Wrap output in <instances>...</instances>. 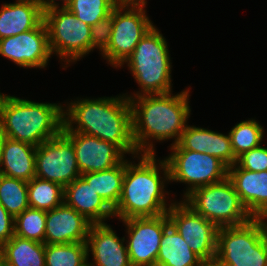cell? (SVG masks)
I'll use <instances>...</instances> for the list:
<instances>
[{"mask_svg": "<svg viewBox=\"0 0 267 266\" xmlns=\"http://www.w3.org/2000/svg\"><path fill=\"white\" fill-rule=\"evenodd\" d=\"M127 97L131 106L133 141L140 154H154L149 138L162 141L176 137L173 144L178 143L190 116L189 90L174 96L169 92Z\"/></svg>", "mask_w": 267, "mask_h": 266, "instance_id": "6da1fadb", "label": "cell"}, {"mask_svg": "<svg viewBox=\"0 0 267 266\" xmlns=\"http://www.w3.org/2000/svg\"><path fill=\"white\" fill-rule=\"evenodd\" d=\"M73 123L78 124L75 129ZM62 131L94 136L117 145L125 154H140L132 136L130 100L125 95L71 102L63 111Z\"/></svg>", "mask_w": 267, "mask_h": 266, "instance_id": "7a4b0ae2", "label": "cell"}, {"mask_svg": "<svg viewBox=\"0 0 267 266\" xmlns=\"http://www.w3.org/2000/svg\"><path fill=\"white\" fill-rule=\"evenodd\" d=\"M154 154H142L138 164L125 160V174L122 192L114 216L125 220L133 217H155L167 213L164 181H169L166 160L156 164ZM163 169L166 179L160 180L159 170Z\"/></svg>", "mask_w": 267, "mask_h": 266, "instance_id": "3957f363", "label": "cell"}, {"mask_svg": "<svg viewBox=\"0 0 267 266\" xmlns=\"http://www.w3.org/2000/svg\"><path fill=\"white\" fill-rule=\"evenodd\" d=\"M62 106L0 96V121L7 138L38 147L63 127Z\"/></svg>", "mask_w": 267, "mask_h": 266, "instance_id": "277c9868", "label": "cell"}, {"mask_svg": "<svg viewBox=\"0 0 267 266\" xmlns=\"http://www.w3.org/2000/svg\"><path fill=\"white\" fill-rule=\"evenodd\" d=\"M167 48L165 38L153 26L126 59L132 75L142 87V94L135 96L171 92V62Z\"/></svg>", "mask_w": 267, "mask_h": 266, "instance_id": "5b68a950", "label": "cell"}, {"mask_svg": "<svg viewBox=\"0 0 267 266\" xmlns=\"http://www.w3.org/2000/svg\"><path fill=\"white\" fill-rule=\"evenodd\" d=\"M253 218L240 226L220 227L216 258L223 266H267V221Z\"/></svg>", "mask_w": 267, "mask_h": 266, "instance_id": "8992f818", "label": "cell"}, {"mask_svg": "<svg viewBox=\"0 0 267 266\" xmlns=\"http://www.w3.org/2000/svg\"><path fill=\"white\" fill-rule=\"evenodd\" d=\"M37 1L44 12L51 53L55 52L68 63L89 54L91 26L77 19L68 8H60L54 0Z\"/></svg>", "mask_w": 267, "mask_h": 266, "instance_id": "52a82bcc", "label": "cell"}, {"mask_svg": "<svg viewBox=\"0 0 267 266\" xmlns=\"http://www.w3.org/2000/svg\"><path fill=\"white\" fill-rule=\"evenodd\" d=\"M184 198L187 205L218 228L240 226L253 219L228 177L197 188Z\"/></svg>", "mask_w": 267, "mask_h": 266, "instance_id": "ba28073f", "label": "cell"}, {"mask_svg": "<svg viewBox=\"0 0 267 266\" xmlns=\"http://www.w3.org/2000/svg\"><path fill=\"white\" fill-rule=\"evenodd\" d=\"M171 150L173 152L165 159L169 180L189 184L185 197L197 188L218 183L228 177V166L215 156L185 150L178 144H172Z\"/></svg>", "mask_w": 267, "mask_h": 266, "instance_id": "9c48e42d", "label": "cell"}, {"mask_svg": "<svg viewBox=\"0 0 267 266\" xmlns=\"http://www.w3.org/2000/svg\"><path fill=\"white\" fill-rule=\"evenodd\" d=\"M153 26L143 7L116 6L113 9V29L109 45L102 53L103 57L114 67H121Z\"/></svg>", "mask_w": 267, "mask_h": 266, "instance_id": "30bf717a", "label": "cell"}, {"mask_svg": "<svg viewBox=\"0 0 267 266\" xmlns=\"http://www.w3.org/2000/svg\"><path fill=\"white\" fill-rule=\"evenodd\" d=\"M79 176L72 141L62 131L36 147L35 177L65 188Z\"/></svg>", "mask_w": 267, "mask_h": 266, "instance_id": "8fae6325", "label": "cell"}, {"mask_svg": "<svg viewBox=\"0 0 267 266\" xmlns=\"http://www.w3.org/2000/svg\"><path fill=\"white\" fill-rule=\"evenodd\" d=\"M167 216L170 225L202 260L216 258L218 227L185 202L171 203Z\"/></svg>", "mask_w": 267, "mask_h": 266, "instance_id": "7c38bea8", "label": "cell"}, {"mask_svg": "<svg viewBox=\"0 0 267 266\" xmlns=\"http://www.w3.org/2000/svg\"><path fill=\"white\" fill-rule=\"evenodd\" d=\"M122 221L128 227L129 239L126 246L131 266H156L162 234L170 225L167 213Z\"/></svg>", "mask_w": 267, "mask_h": 266, "instance_id": "4fadbf2b", "label": "cell"}, {"mask_svg": "<svg viewBox=\"0 0 267 266\" xmlns=\"http://www.w3.org/2000/svg\"><path fill=\"white\" fill-rule=\"evenodd\" d=\"M0 54L24 68H44L52 55L44 21L34 29L0 39Z\"/></svg>", "mask_w": 267, "mask_h": 266, "instance_id": "5bb4252c", "label": "cell"}, {"mask_svg": "<svg viewBox=\"0 0 267 266\" xmlns=\"http://www.w3.org/2000/svg\"><path fill=\"white\" fill-rule=\"evenodd\" d=\"M62 132L72 141L81 174L109 170L124 161V152L113 143L79 132Z\"/></svg>", "mask_w": 267, "mask_h": 266, "instance_id": "9a60e30c", "label": "cell"}, {"mask_svg": "<svg viewBox=\"0 0 267 266\" xmlns=\"http://www.w3.org/2000/svg\"><path fill=\"white\" fill-rule=\"evenodd\" d=\"M92 224L84 215L62 203L46 212L44 244L86 242Z\"/></svg>", "mask_w": 267, "mask_h": 266, "instance_id": "2e32d148", "label": "cell"}, {"mask_svg": "<svg viewBox=\"0 0 267 266\" xmlns=\"http://www.w3.org/2000/svg\"><path fill=\"white\" fill-rule=\"evenodd\" d=\"M228 178L251 216L265 219L267 217V171L253 172L240 168L235 163L228 167Z\"/></svg>", "mask_w": 267, "mask_h": 266, "instance_id": "e0dca14e", "label": "cell"}, {"mask_svg": "<svg viewBox=\"0 0 267 266\" xmlns=\"http://www.w3.org/2000/svg\"><path fill=\"white\" fill-rule=\"evenodd\" d=\"M124 240L125 237L120 239L106 223L92 224L86 243L88 256L92 251L94 263L88 266H131Z\"/></svg>", "mask_w": 267, "mask_h": 266, "instance_id": "ac0fdd59", "label": "cell"}, {"mask_svg": "<svg viewBox=\"0 0 267 266\" xmlns=\"http://www.w3.org/2000/svg\"><path fill=\"white\" fill-rule=\"evenodd\" d=\"M64 203L84 215L93 224L104 223L114 210L81 176L64 188Z\"/></svg>", "mask_w": 267, "mask_h": 266, "instance_id": "d6986e66", "label": "cell"}, {"mask_svg": "<svg viewBox=\"0 0 267 266\" xmlns=\"http://www.w3.org/2000/svg\"><path fill=\"white\" fill-rule=\"evenodd\" d=\"M16 2L4 4L0 9V39L34 29L44 21V12L37 0Z\"/></svg>", "mask_w": 267, "mask_h": 266, "instance_id": "ffe728a7", "label": "cell"}, {"mask_svg": "<svg viewBox=\"0 0 267 266\" xmlns=\"http://www.w3.org/2000/svg\"><path fill=\"white\" fill-rule=\"evenodd\" d=\"M35 155V146L6 137L0 174L29 182L35 177Z\"/></svg>", "mask_w": 267, "mask_h": 266, "instance_id": "44dd1931", "label": "cell"}, {"mask_svg": "<svg viewBox=\"0 0 267 266\" xmlns=\"http://www.w3.org/2000/svg\"><path fill=\"white\" fill-rule=\"evenodd\" d=\"M201 261L171 225L164 230L156 266H199Z\"/></svg>", "mask_w": 267, "mask_h": 266, "instance_id": "7402d4cb", "label": "cell"}, {"mask_svg": "<svg viewBox=\"0 0 267 266\" xmlns=\"http://www.w3.org/2000/svg\"><path fill=\"white\" fill-rule=\"evenodd\" d=\"M10 266H45V244L14 235L0 247Z\"/></svg>", "mask_w": 267, "mask_h": 266, "instance_id": "603a6c76", "label": "cell"}, {"mask_svg": "<svg viewBox=\"0 0 267 266\" xmlns=\"http://www.w3.org/2000/svg\"><path fill=\"white\" fill-rule=\"evenodd\" d=\"M124 174L125 160L109 170L84 173L81 177L114 209L121 196Z\"/></svg>", "mask_w": 267, "mask_h": 266, "instance_id": "cb8c5ba5", "label": "cell"}, {"mask_svg": "<svg viewBox=\"0 0 267 266\" xmlns=\"http://www.w3.org/2000/svg\"><path fill=\"white\" fill-rule=\"evenodd\" d=\"M28 202L31 208L50 211L64 203V187L34 177L28 182Z\"/></svg>", "mask_w": 267, "mask_h": 266, "instance_id": "d4e9b609", "label": "cell"}, {"mask_svg": "<svg viewBox=\"0 0 267 266\" xmlns=\"http://www.w3.org/2000/svg\"><path fill=\"white\" fill-rule=\"evenodd\" d=\"M86 242L45 244V266H88Z\"/></svg>", "mask_w": 267, "mask_h": 266, "instance_id": "484cf974", "label": "cell"}, {"mask_svg": "<svg viewBox=\"0 0 267 266\" xmlns=\"http://www.w3.org/2000/svg\"><path fill=\"white\" fill-rule=\"evenodd\" d=\"M0 204L14 218L29 208L28 182L0 174Z\"/></svg>", "mask_w": 267, "mask_h": 266, "instance_id": "4316f807", "label": "cell"}, {"mask_svg": "<svg viewBox=\"0 0 267 266\" xmlns=\"http://www.w3.org/2000/svg\"><path fill=\"white\" fill-rule=\"evenodd\" d=\"M264 130L255 120L237 123L229 132L230 142L236 157L261 145Z\"/></svg>", "mask_w": 267, "mask_h": 266, "instance_id": "83f0119b", "label": "cell"}, {"mask_svg": "<svg viewBox=\"0 0 267 266\" xmlns=\"http://www.w3.org/2000/svg\"><path fill=\"white\" fill-rule=\"evenodd\" d=\"M46 211L27 208L14 219V235L44 244Z\"/></svg>", "mask_w": 267, "mask_h": 266, "instance_id": "f1b7e54d", "label": "cell"}, {"mask_svg": "<svg viewBox=\"0 0 267 266\" xmlns=\"http://www.w3.org/2000/svg\"><path fill=\"white\" fill-rule=\"evenodd\" d=\"M116 7L114 0H71L66 7L89 26L106 18Z\"/></svg>", "mask_w": 267, "mask_h": 266, "instance_id": "f546056e", "label": "cell"}, {"mask_svg": "<svg viewBox=\"0 0 267 266\" xmlns=\"http://www.w3.org/2000/svg\"><path fill=\"white\" fill-rule=\"evenodd\" d=\"M206 153L219 158L228 167L234 165L237 161V157L232 149L229 134L224 135L208 130Z\"/></svg>", "mask_w": 267, "mask_h": 266, "instance_id": "4dcf8cb0", "label": "cell"}, {"mask_svg": "<svg viewBox=\"0 0 267 266\" xmlns=\"http://www.w3.org/2000/svg\"><path fill=\"white\" fill-rule=\"evenodd\" d=\"M207 143L208 129L186 126L177 144L185 150L206 153Z\"/></svg>", "mask_w": 267, "mask_h": 266, "instance_id": "1f68e13d", "label": "cell"}, {"mask_svg": "<svg viewBox=\"0 0 267 266\" xmlns=\"http://www.w3.org/2000/svg\"><path fill=\"white\" fill-rule=\"evenodd\" d=\"M236 164L253 172L267 171V148L258 146L237 157Z\"/></svg>", "mask_w": 267, "mask_h": 266, "instance_id": "d6a6232c", "label": "cell"}, {"mask_svg": "<svg viewBox=\"0 0 267 266\" xmlns=\"http://www.w3.org/2000/svg\"><path fill=\"white\" fill-rule=\"evenodd\" d=\"M112 29L113 10L109 16L91 26V50L98 47L103 53L109 45Z\"/></svg>", "mask_w": 267, "mask_h": 266, "instance_id": "836d02e7", "label": "cell"}, {"mask_svg": "<svg viewBox=\"0 0 267 266\" xmlns=\"http://www.w3.org/2000/svg\"><path fill=\"white\" fill-rule=\"evenodd\" d=\"M14 219L0 204V247L14 236Z\"/></svg>", "mask_w": 267, "mask_h": 266, "instance_id": "e575fe53", "label": "cell"}, {"mask_svg": "<svg viewBox=\"0 0 267 266\" xmlns=\"http://www.w3.org/2000/svg\"><path fill=\"white\" fill-rule=\"evenodd\" d=\"M116 6L122 7H144L146 5L145 0H114Z\"/></svg>", "mask_w": 267, "mask_h": 266, "instance_id": "d590c367", "label": "cell"}, {"mask_svg": "<svg viewBox=\"0 0 267 266\" xmlns=\"http://www.w3.org/2000/svg\"><path fill=\"white\" fill-rule=\"evenodd\" d=\"M199 266H223V265L217 258H213L208 260H202Z\"/></svg>", "mask_w": 267, "mask_h": 266, "instance_id": "8d00e7d4", "label": "cell"}, {"mask_svg": "<svg viewBox=\"0 0 267 266\" xmlns=\"http://www.w3.org/2000/svg\"><path fill=\"white\" fill-rule=\"evenodd\" d=\"M6 139V135L2 126V123L0 121V169H1V161H2V150H3V144Z\"/></svg>", "mask_w": 267, "mask_h": 266, "instance_id": "74e56055", "label": "cell"}, {"mask_svg": "<svg viewBox=\"0 0 267 266\" xmlns=\"http://www.w3.org/2000/svg\"><path fill=\"white\" fill-rule=\"evenodd\" d=\"M0 266H10L8 262L0 255Z\"/></svg>", "mask_w": 267, "mask_h": 266, "instance_id": "f35d334b", "label": "cell"}, {"mask_svg": "<svg viewBox=\"0 0 267 266\" xmlns=\"http://www.w3.org/2000/svg\"><path fill=\"white\" fill-rule=\"evenodd\" d=\"M62 1L64 4L61 7H64V8H66L71 3V0H62Z\"/></svg>", "mask_w": 267, "mask_h": 266, "instance_id": "ab89813d", "label": "cell"}]
</instances>
